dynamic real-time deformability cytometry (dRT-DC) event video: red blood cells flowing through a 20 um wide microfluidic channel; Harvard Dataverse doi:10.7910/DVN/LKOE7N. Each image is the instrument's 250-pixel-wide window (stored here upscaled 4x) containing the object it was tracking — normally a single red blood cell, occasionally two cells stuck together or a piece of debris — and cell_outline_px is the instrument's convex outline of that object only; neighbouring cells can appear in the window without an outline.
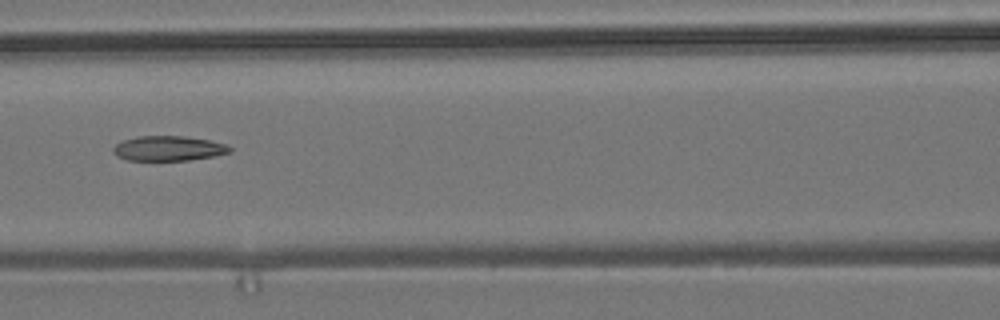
{"species": "common noctule bat (a hibernating species)", "species_latin": "Nyctalus noctula", "temperature_condition": "room temperature", "stored_images_in_passage": 8, "camera_frame_rate_fps": 3000, "um_per_image_px": 0.085, "animal": {"sex": "male", "body_mass_g": 19.2, "forearm_length_mm": 51.8}, "frame": {"image": 1, "passage_image": 5, "time_ms": 4.667, "image_size_px": [1000, 320], "cell_outline_px": [[232, 152], [212, 156], [188, 160], [128, 160], [116, 156], [112, 152], [112, 148], [116, 144], [124, 140], [136, 136], [184, 136], [208, 140], [228, 144], [232, 148]], "centroid_in_image_um": [14.31, 12.61], "position_along_channel_um": 152.3, "area_um2": 16.94}}
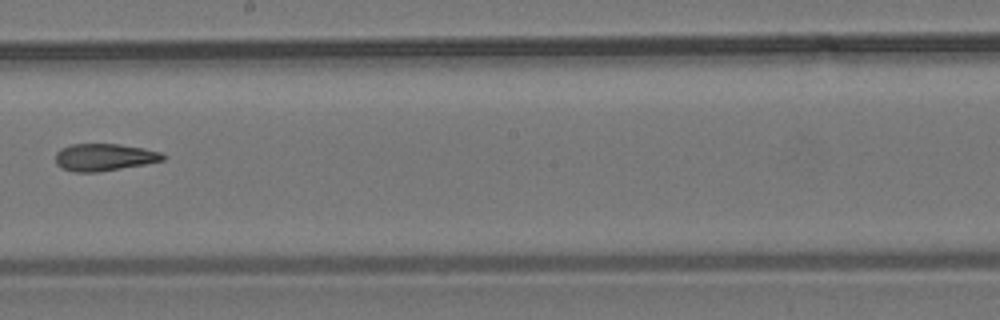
{"frame": {"image": 2, "passage_image": 7, "time_ms": 7.0, "image_size_px": [1000, 320], "cell_outline_px": [[168, 156], [164, 160], [144, 164], [96, 172], [72, 172], [60, 168], [56, 164], [56, 152], [60, 148], [72, 144], [120, 144], [144, 148], [160, 152]], "centroid_in_image_um": [8.84, 13.36], "position_along_channel_um": 239.4, "area_um2": 17.11}}
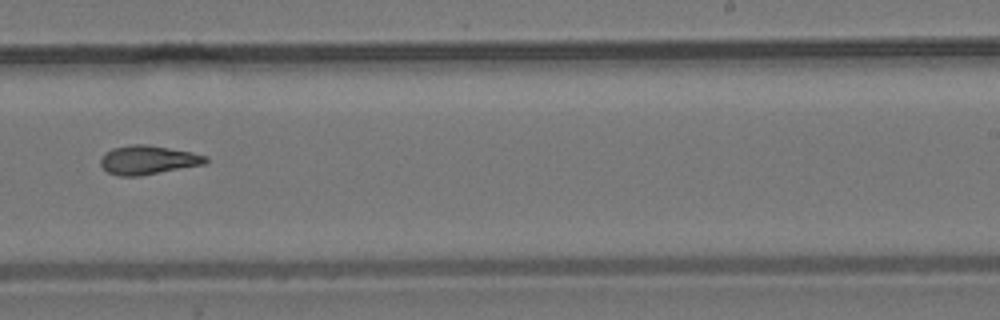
{"frame": {"image": 3, "passage_image": 8, "time_ms": 8.0, "image_size_px": [1000, 320], "cell_outline_px": [[208, 160], [204, 164], [140, 176], [120, 176], [108, 172], [100, 164], [100, 160], [104, 152], [112, 148], [132, 144], [148, 144], [192, 152], [208, 156]], "centroid_in_image_um": [12.57, 13.58], "position_along_channel_um": 276.4, "area_um2": 17.74}}